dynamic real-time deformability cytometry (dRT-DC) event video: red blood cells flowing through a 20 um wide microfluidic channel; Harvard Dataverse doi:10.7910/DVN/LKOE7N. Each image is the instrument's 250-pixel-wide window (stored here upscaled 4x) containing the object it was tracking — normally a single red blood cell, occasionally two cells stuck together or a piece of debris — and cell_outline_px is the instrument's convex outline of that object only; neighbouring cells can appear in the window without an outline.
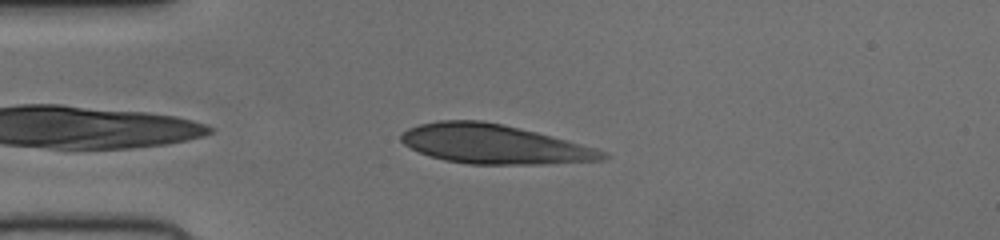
{"species": "human", "species_latin": "Homo sapiens", "temperature_condition": "cold", "stored_images_in_passage": 37, "camera_frame_rate_fps": 3000, "um_per_image_px": 0.085, "donor": {"sex": "female"}, "frame": {"image": 1, "passage_image": 3, "time_ms": 0.667, "image_size_px": [1000, 240], "cell_outline_px": [[608, 156], [604, 160], [544, 164], [468, 164], [444, 160], [428, 156], [404, 144], [400, 140], [400, 136], [408, 128], [420, 124], [436, 120], [480, 120], [504, 124], [536, 132], [596, 148], [604, 152]], "centroid_in_image_um": [41.96, 12.25], "position_along_channel_um": 43.0, "area_um2": 45.95}}
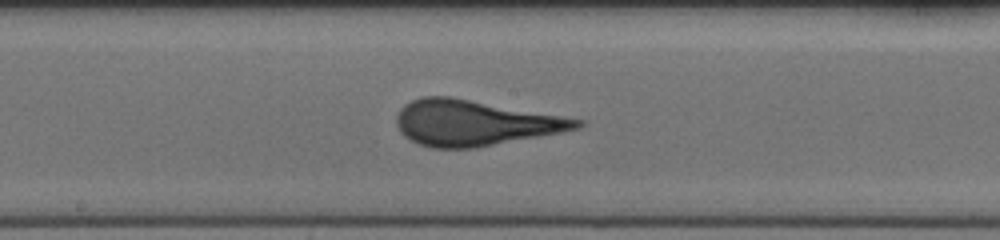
{"frame": {"image": 2, "passage_image": 17, "time_ms": 5.333, "image_size_px": [1000, 240], "cell_outline_px": [[584, 124], [580, 128], [540, 136], [476, 148], [432, 148], [420, 144], [404, 136], [400, 132], [396, 124], [396, 116], [400, 108], [404, 104], [420, 96], [448, 96], [584, 120]], "centroid_in_image_um": [40.28, 10.45], "position_along_channel_um": 207.9, "area_um2": 47.51}}
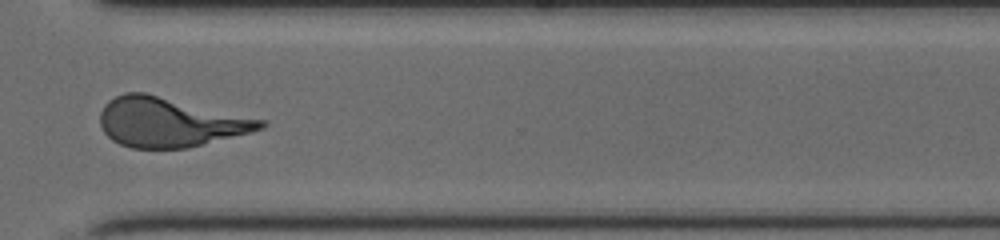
{"frame": {"image": 3, "passage_image": 28, "time_ms": 9.0, "image_size_px": [1000, 240], "cell_outline_px": [[268, 124], [264, 128], [188, 148], [132, 148], [120, 144], [112, 140], [104, 132], [100, 124], [100, 112], [104, 104], [108, 100], [124, 92], [144, 92], [268, 120]], "centroid_in_image_um": [14.43, 10.37], "position_along_channel_um": 356.2, "area_um2": 46.3}}